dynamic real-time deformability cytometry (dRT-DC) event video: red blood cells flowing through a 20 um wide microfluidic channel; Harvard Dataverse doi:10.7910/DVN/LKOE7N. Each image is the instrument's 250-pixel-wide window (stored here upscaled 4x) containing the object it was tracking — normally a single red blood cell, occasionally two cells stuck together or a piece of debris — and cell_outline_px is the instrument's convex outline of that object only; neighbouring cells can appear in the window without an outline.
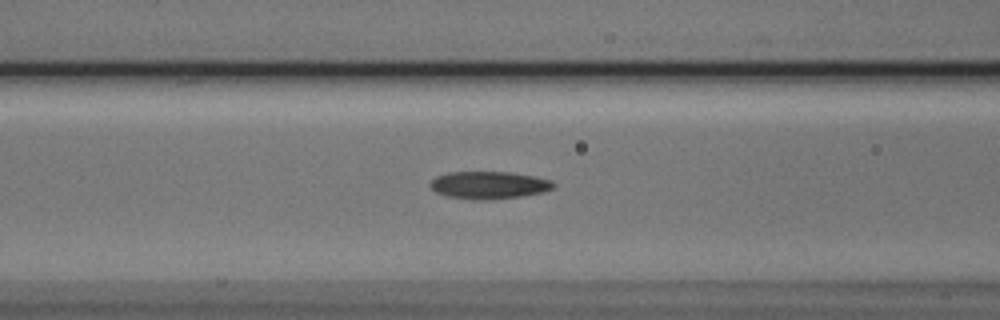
{"species": "Egyptian fruit bat (a non-hibernating species)", "species_latin": "Rousettus aegyptiacus", "temperature_condition": "cold", "stored_images_in_passage": 38, "camera_frame_rate_fps": 3000, "um_per_image_px": 0.085, "animal": {"sex": "male"}, "frame": {"image": 1, "passage_image": 5, "time_ms": 1.333, "image_size_px": [1000, 320], "cell_outline_px": [[556, 184], [552, 188], [544, 192], [524, 196], [492, 200], [472, 200], [448, 196], [436, 192], [428, 184], [436, 176], [448, 172], [508, 172], [536, 176], [552, 180]], "centroid_in_image_um": [41.58, 15.74], "position_along_channel_um": 125.0, "area_um2": 20.0}}
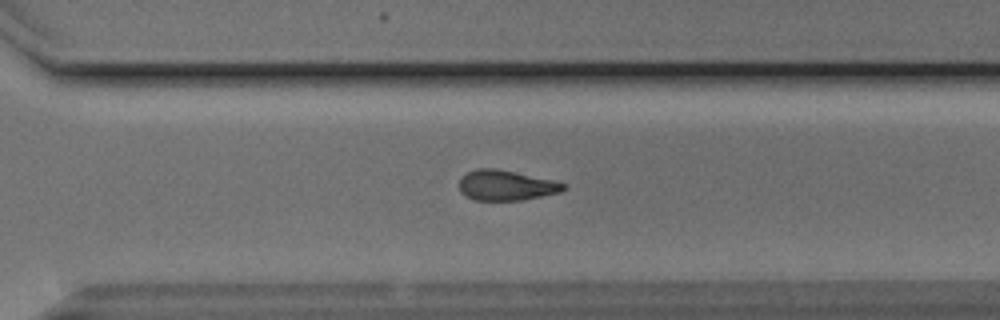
{"frame": {"image": 2, "passage_image": 21, "time_ms": 6.667, "image_size_px": [1000, 320], "cell_outline_px": [[568, 184], [560, 192], [520, 200], [472, 200], [464, 196], [460, 192], [460, 176], [476, 168], [496, 168], [552, 180]], "centroid_in_image_um": [42.96, 15.75], "position_along_channel_um": 327.6, "area_um2": 18.32}}
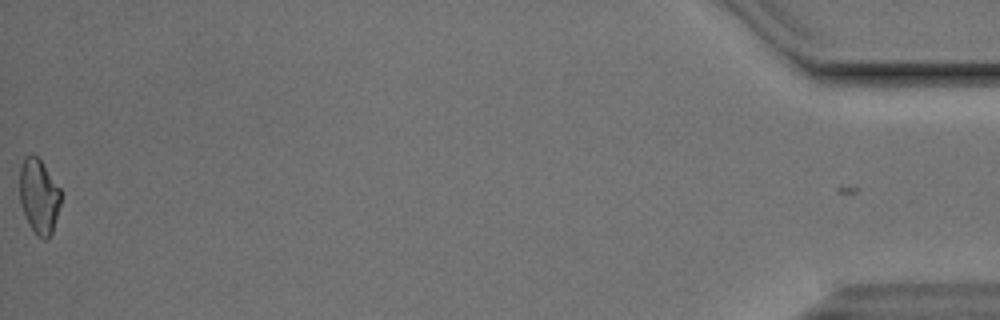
{"frame": {"image": 3, "passage_image": 37, "time_ms": 12.0, "image_size_px": [1000, 320], "cell_outline_px": [[60, 204], [52, 232], [48, 240], [44, 240], [36, 236], [28, 224], [20, 200], [20, 164], [24, 156], [32, 152], [40, 160], [60, 188]], "centroid_in_image_um": [3.29, 16.68], "position_along_channel_um": 431.9, "area_um2": 17.98}, "authors_computed_cell_mechanics": {"area_um2": 19.2185, "velocity_mm_per_s": 3.8106, "shape_relaxation_time_tau1_ms": 4.3114, "shape_relaxation_time_tau2_ms": 9.656, "deformation_change_tau1": 0.1155, "deformation_change_tau2": 0.1795}}